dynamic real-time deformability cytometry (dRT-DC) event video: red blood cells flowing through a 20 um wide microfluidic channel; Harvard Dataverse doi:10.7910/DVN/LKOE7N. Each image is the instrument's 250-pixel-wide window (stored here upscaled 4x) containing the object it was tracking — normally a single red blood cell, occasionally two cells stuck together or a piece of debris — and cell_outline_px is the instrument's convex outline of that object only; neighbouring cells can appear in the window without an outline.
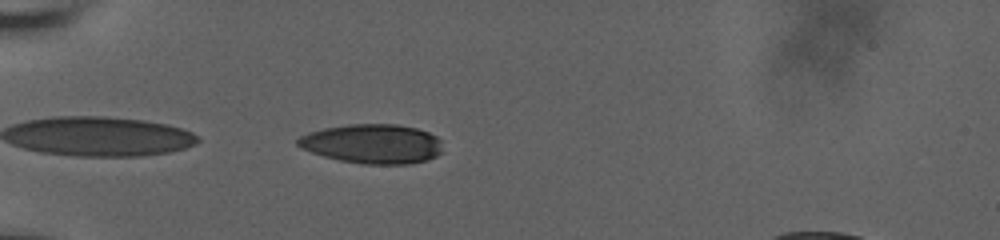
{"species": "human", "species_latin": "Homo sapiens", "temperature_condition": "room temperature", "stored_images_in_passage": 23, "segment_of_instrument_passage": [2, 2], "camera_frame_rate_fps": 3000, "um_per_image_px": 0.085, "donor": {"sex": "male"}, "frame": {"image": 1, "passage_image": 23, "time_ms": 6.667, "image_size_px": [1000, 240], "cell_outline_px": [[444, 152], [428, 160], [408, 164], [364, 164], [340, 160], [324, 156], [300, 148], [296, 144], [296, 140], [300, 136], [308, 132], [324, 128], [348, 124], [396, 124], [416, 128], [428, 132], [436, 136], [440, 140]], "centroid_in_image_um": [31.68, 12.22], "position_along_channel_um": 53.3, "area_um2": 33.47}}